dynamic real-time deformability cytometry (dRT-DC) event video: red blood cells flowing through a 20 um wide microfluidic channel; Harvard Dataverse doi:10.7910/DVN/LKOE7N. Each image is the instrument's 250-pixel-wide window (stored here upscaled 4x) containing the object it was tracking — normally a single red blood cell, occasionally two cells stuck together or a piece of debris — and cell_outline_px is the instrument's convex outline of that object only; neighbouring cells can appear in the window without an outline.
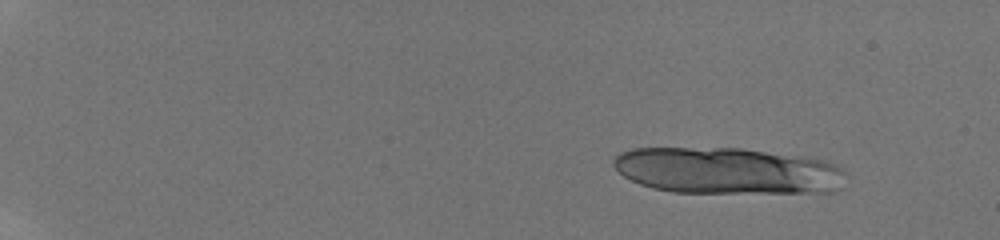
{"species": "human", "species_latin": "Homo sapiens", "temperature_condition": "room temperature", "stored_images_in_passage": 13, "camera_frame_rate_fps": 3000, "um_per_image_px": 0.085, "donor": {"sex": "male"}, "frame": {"image": 1, "passage_image": 4, "time_ms": 1.333, "image_size_px": [1000, 240], "cell_outline_px": [[848, 172], [840, 188], [832, 192], [672, 192], [652, 188], [640, 184], [624, 176], [612, 164], [612, 160], [620, 152], [632, 148], [740, 148], [804, 156], [828, 160], [836, 164]], "centroid_in_image_um": [61.88, 14.5], "position_along_channel_um": 23.1, "area_um2": 63.35}}